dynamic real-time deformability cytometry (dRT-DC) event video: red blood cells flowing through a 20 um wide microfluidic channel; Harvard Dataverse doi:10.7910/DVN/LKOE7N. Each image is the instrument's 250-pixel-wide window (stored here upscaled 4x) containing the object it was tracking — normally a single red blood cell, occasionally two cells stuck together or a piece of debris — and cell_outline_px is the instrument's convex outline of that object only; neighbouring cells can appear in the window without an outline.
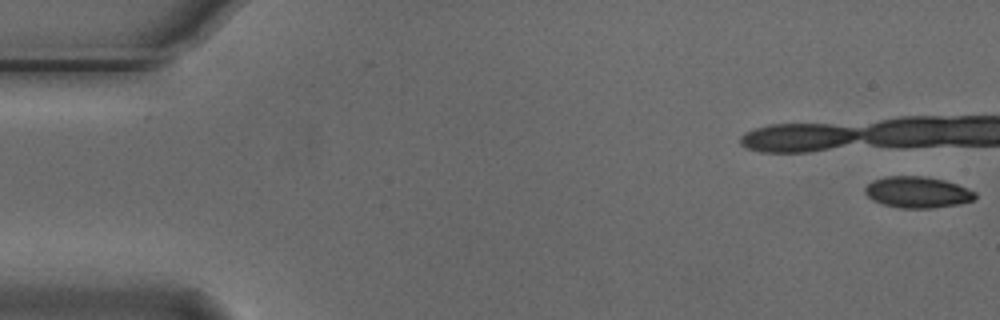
{"species": "Egyptian fruit bat (a non-hibernating species)", "species_latin": "Rousettus aegyptiacus", "temperature_condition": "cold", "stored_images_in_passage": 39, "camera_frame_rate_fps": 3000, "um_per_image_px": 0.085, "animal": {"sex": "male"}, "frame": {"image": 1, "passage_image": 1, "time_ms": 0.0, "image_size_px": [1000, 320], "cell_outline_px": [[976, 196], [972, 200], [960, 204], [932, 208], [900, 208], [884, 204], [872, 200], [864, 192], [864, 188], [872, 180], [884, 176], [924, 176], [944, 180], [968, 188], [976, 192]], "centroid_in_image_um": [77.97, 16.33], "position_along_channel_um": 7.0, "area_um2": 20.11}}
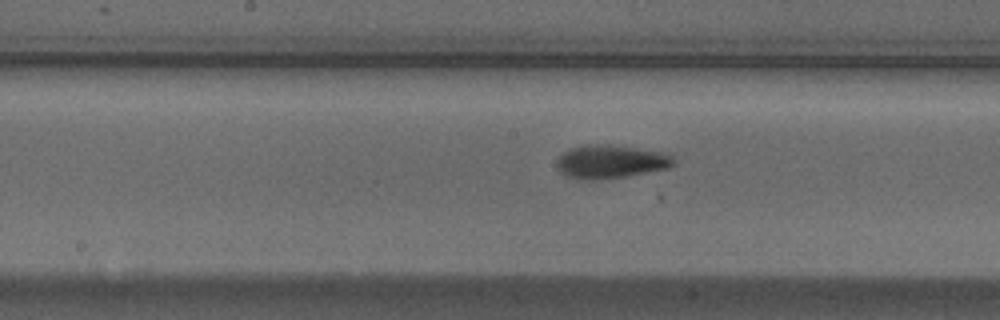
{"frame": {"image": 2, "passage_image": 23, "time_ms": 7.333, "image_size_px": [1000, 320], "cell_outline_px": [[676, 164], [668, 168], [628, 176], [600, 180], [580, 180], [564, 176], [556, 168], [556, 164], [560, 156], [564, 152], [572, 148], [588, 144], [608, 144], [660, 152], [672, 156], [676, 160]], "centroid_in_image_um": [51.88, 13.76], "position_along_channel_um": 196.3, "area_um2": 22.89}}
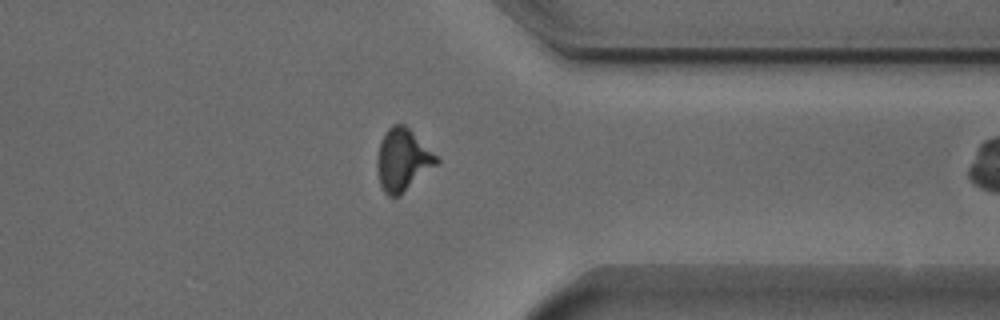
{"frame": {"image": 3, "passage_image": 38, "time_ms": 12.333, "image_size_px": [1000, 320], "cell_outline_px": [[440, 160], [436, 164], [400, 196], [388, 196], [384, 192], [380, 184], [376, 164], [376, 160], [380, 140], [384, 132], [392, 124], [404, 124]], "centroid_in_image_um": [34.17, 13.59], "position_along_channel_um": 377.2, "area_um2": 21.21}}